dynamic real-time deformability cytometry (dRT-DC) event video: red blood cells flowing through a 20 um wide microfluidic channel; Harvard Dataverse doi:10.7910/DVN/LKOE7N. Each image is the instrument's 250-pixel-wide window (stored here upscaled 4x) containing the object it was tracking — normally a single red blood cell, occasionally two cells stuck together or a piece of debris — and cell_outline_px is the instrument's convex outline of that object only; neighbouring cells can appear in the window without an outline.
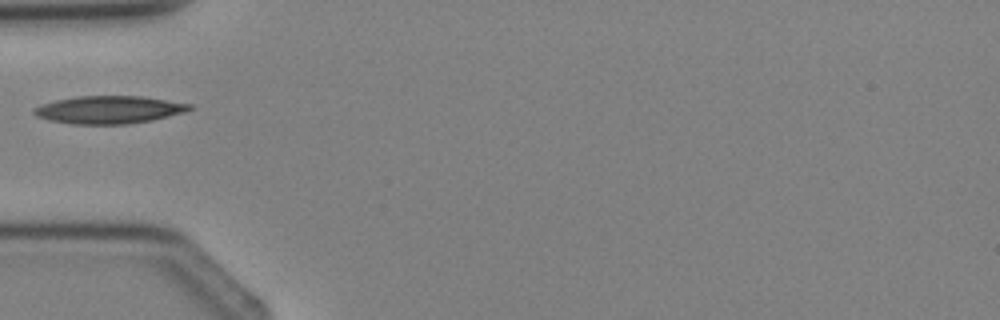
{"species": "Egyptian fruit bat (a non-hibernating species)", "species_latin": "Rousettus aegyptiacus", "temperature_condition": "cold", "stored_images_in_passage": 3, "camera_frame_rate_fps": 3000, "um_per_image_px": 0.085, "animal": {"sex": "female"}, "frame": {"image": 1, "passage_image": 3, "time_ms": 2.333, "image_size_px": [1000, 320], "cell_outline_px": [[192, 108], [184, 112], [152, 120], [128, 124], [72, 124], [48, 120], [36, 116], [32, 112], [32, 108], [56, 100], [76, 96], [140, 96], [192, 104]], "centroid_in_image_um": [9.23, 9.33], "position_along_channel_um": 75.8, "area_um2": 25.03}}